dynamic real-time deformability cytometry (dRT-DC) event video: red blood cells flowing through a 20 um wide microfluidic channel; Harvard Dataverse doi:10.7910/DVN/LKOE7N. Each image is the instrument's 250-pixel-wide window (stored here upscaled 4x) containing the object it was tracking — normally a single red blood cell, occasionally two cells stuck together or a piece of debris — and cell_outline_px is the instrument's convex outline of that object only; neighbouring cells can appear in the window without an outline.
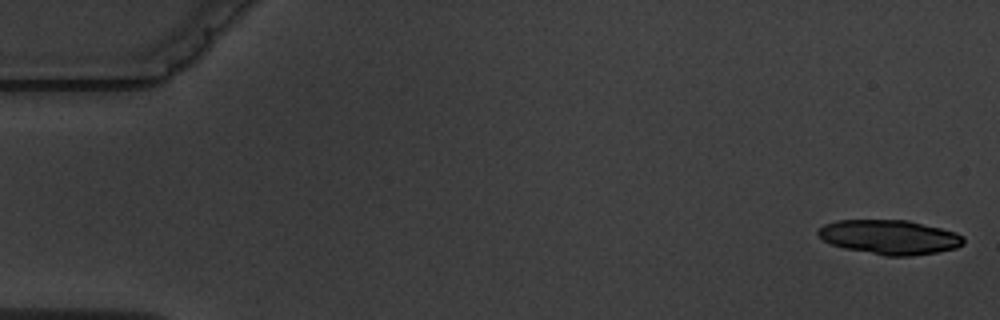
{"species": "common noctule bat (a hibernating species)", "species_latin": "Nyctalus noctula", "temperature_condition": "warm", "stored_images_in_passage": 7, "camera_frame_rate_fps": 3000, "um_per_image_px": 0.085, "animal": {"sex": "male", "body_mass_g": 19.5, "forearm_length_mm": 54.6}, "frame": {"image": 1, "passage_image": 1, "time_ms": 0.0, "image_size_px": [1000, 320], "cell_outline_px": [[964, 244], [956, 248], [936, 252], [912, 256], [884, 256], [844, 248], [832, 244], [824, 240], [816, 232], [824, 224], [836, 220], [908, 220], [956, 232], [964, 236]], "centroid_in_image_um": [75.63, 20.15], "position_along_channel_um": 9.4, "area_um2": 29.19}}
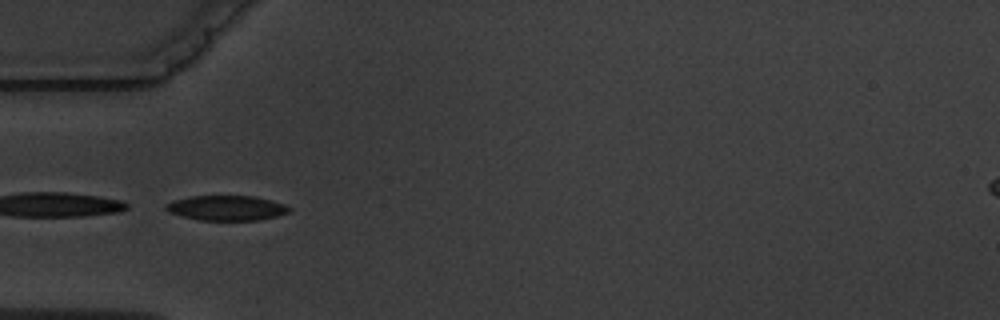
{"frame": {"image": 2, "passage_image": 6, "time_ms": 5.667, "image_size_px": [1000, 320], "cell_outline_px": [[292, 208], [288, 212], [276, 216], [260, 220], [200, 220], [168, 212], [164, 208], [164, 204], [188, 196], [256, 196], [284, 204]], "centroid_in_image_um": [19.25, 17.67], "position_along_channel_um": 65.7, "area_um2": 17.86}}